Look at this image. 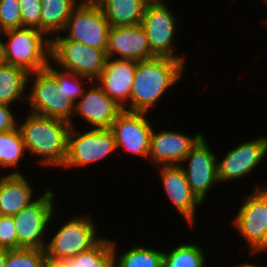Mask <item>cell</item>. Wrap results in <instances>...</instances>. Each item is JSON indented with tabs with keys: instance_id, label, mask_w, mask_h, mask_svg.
<instances>
[{
	"instance_id": "obj_33",
	"label": "cell",
	"mask_w": 267,
	"mask_h": 267,
	"mask_svg": "<svg viewBox=\"0 0 267 267\" xmlns=\"http://www.w3.org/2000/svg\"><path fill=\"white\" fill-rule=\"evenodd\" d=\"M14 112L12 106L0 103V132L13 130L18 126L17 113Z\"/></svg>"
},
{
	"instance_id": "obj_3",
	"label": "cell",
	"mask_w": 267,
	"mask_h": 267,
	"mask_svg": "<svg viewBox=\"0 0 267 267\" xmlns=\"http://www.w3.org/2000/svg\"><path fill=\"white\" fill-rule=\"evenodd\" d=\"M62 225L57 226L56 232L48 237L45 247L46 260L60 262L68 260L81 252L94 247L103 237L97 234L99 226L94 223L93 214H79L67 218ZM52 236V237H51Z\"/></svg>"
},
{
	"instance_id": "obj_40",
	"label": "cell",
	"mask_w": 267,
	"mask_h": 267,
	"mask_svg": "<svg viewBox=\"0 0 267 267\" xmlns=\"http://www.w3.org/2000/svg\"><path fill=\"white\" fill-rule=\"evenodd\" d=\"M262 2L267 5V0H262ZM265 25H267V19L265 20Z\"/></svg>"
},
{
	"instance_id": "obj_34",
	"label": "cell",
	"mask_w": 267,
	"mask_h": 267,
	"mask_svg": "<svg viewBox=\"0 0 267 267\" xmlns=\"http://www.w3.org/2000/svg\"><path fill=\"white\" fill-rule=\"evenodd\" d=\"M46 267H72V263L69 260H62L60 262L47 261Z\"/></svg>"
},
{
	"instance_id": "obj_31",
	"label": "cell",
	"mask_w": 267,
	"mask_h": 267,
	"mask_svg": "<svg viewBox=\"0 0 267 267\" xmlns=\"http://www.w3.org/2000/svg\"><path fill=\"white\" fill-rule=\"evenodd\" d=\"M21 27L37 28L41 31V0H19Z\"/></svg>"
},
{
	"instance_id": "obj_30",
	"label": "cell",
	"mask_w": 267,
	"mask_h": 267,
	"mask_svg": "<svg viewBox=\"0 0 267 267\" xmlns=\"http://www.w3.org/2000/svg\"><path fill=\"white\" fill-rule=\"evenodd\" d=\"M21 27L19 0H0V33Z\"/></svg>"
},
{
	"instance_id": "obj_19",
	"label": "cell",
	"mask_w": 267,
	"mask_h": 267,
	"mask_svg": "<svg viewBox=\"0 0 267 267\" xmlns=\"http://www.w3.org/2000/svg\"><path fill=\"white\" fill-rule=\"evenodd\" d=\"M135 70L136 61L107 58L101 75L95 81L112 100L129 110Z\"/></svg>"
},
{
	"instance_id": "obj_25",
	"label": "cell",
	"mask_w": 267,
	"mask_h": 267,
	"mask_svg": "<svg viewBox=\"0 0 267 267\" xmlns=\"http://www.w3.org/2000/svg\"><path fill=\"white\" fill-rule=\"evenodd\" d=\"M27 155L19 128L0 132V171L11 170L5 174H23L19 164ZM4 168V169H3Z\"/></svg>"
},
{
	"instance_id": "obj_11",
	"label": "cell",
	"mask_w": 267,
	"mask_h": 267,
	"mask_svg": "<svg viewBox=\"0 0 267 267\" xmlns=\"http://www.w3.org/2000/svg\"><path fill=\"white\" fill-rule=\"evenodd\" d=\"M109 22L97 3L81 2L71 13L61 35L106 52Z\"/></svg>"
},
{
	"instance_id": "obj_20",
	"label": "cell",
	"mask_w": 267,
	"mask_h": 267,
	"mask_svg": "<svg viewBox=\"0 0 267 267\" xmlns=\"http://www.w3.org/2000/svg\"><path fill=\"white\" fill-rule=\"evenodd\" d=\"M25 174H0V215L12 217L35 199V189ZM35 197V198H34Z\"/></svg>"
},
{
	"instance_id": "obj_1",
	"label": "cell",
	"mask_w": 267,
	"mask_h": 267,
	"mask_svg": "<svg viewBox=\"0 0 267 267\" xmlns=\"http://www.w3.org/2000/svg\"><path fill=\"white\" fill-rule=\"evenodd\" d=\"M18 120L27 155L44 167H63L67 155L68 134L71 125L60 119L39 116L26 111ZM38 157V159H36Z\"/></svg>"
},
{
	"instance_id": "obj_16",
	"label": "cell",
	"mask_w": 267,
	"mask_h": 267,
	"mask_svg": "<svg viewBox=\"0 0 267 267\" xmlns=\"http://www.w3.org/2000/svg\"><path fill=\"white\" fill-rule=\"evenodd\" d=\"M194 135L171 129L156 131L153 127L149 144V163L153 168L158 166L181 165L186 155L205 135L194 132Z\"/></svg>"
},
{
	"instance_id": "obj_38",
	"label": "cell",
	"mask_w": 267,
	"mask_h": 267,
	"mask_svg": "<svg viewBox=\"0 0 267 267\" xmlns=\"http://www.w3.org/2000/svg\"><path fill=\"white\" fill-rule=\"evenodd\" d=\"M254 262H249V261H244L243 262V264L242 263H238V264H236V265H234V266H231V267H261V265L260 266H258V265H256L255 263L253 264Z\"/></svg>"
},
{
	"instance_id": "obj_17",
	"label": "cell",
	"mask_w": 267,
	"mask_h": 267,
	"mask_svg": "<svg viewBox=\"0 0 267 267\" xmlns=\"http://www.w3.org/2000/svg\"><path fill=\"white\" fill-rule=\"evenodd\" d=\"M155 168L160 174L161 185L169 202L186 219L190 228H193L196 225L194 221L196 220L198 207L200 208L203 204L192 193L184 169L181 165L158 166Z\"/></svg>"
},
{
	"instance_id": "obj_14",
	"label": "cell",
	"mask_w": 267,
	"mask_h": 267,
	"mask_svg": "<svg viewBox=\"0 0 267 267\" xmlns=\"http://www.w3.org/2000/svg\"><path fill=\"white\" fill-rule=\"evenodd\" d=\"M146 112L123 109L114 120L111 130L117 151L135 154L149 161V144L152 125ZM121 149V150H120Z\"/></svg>"
},
{
	"instance_id": "obj_4",
	"label": "cell",
	"mask_w": 267,
	"mask_h": 267,
	"mask_svg": "<svg viewBox=\"0 0 267 267\" xmlns=\"http://www.w3.org/2000/svg\"><path fill=\"white\" fill-rule=\"evenodd\" d=\"M31 204L12 216L16 225L17 249H45L49 228L56 229V195L54 189H46ZM52 224V225H51Z\"/></svg>"
},
{
	"instance_id": "obj_6",
	"label": "cell",
	"mask_w": 267,
	"mask_h": 267,
	"mask_svg": "<svg viewBox=\"0 0 267 267\" xmlns=\"http://www.w3.org/2000/svg\"><path fill=\"white\" fill-rule=\"evenodd\" d=\"M106 52L73 40L61 34L50 40V62L62 70L73 72L95 81L106 63Z\"/></svg>"
},
{
	"instance_id": "obj_10",
	"label": "cell",
	"mask_w": 267,
	"mask_h": 267,
	"mask_svg": "<svg viewBox=\"0 0 267 267\" xmlns=\"http://www.w3.org/2000/svg\"><path fill=\"white\" fill-rule=\"evenodd\" d=\"M264 183L257 182L255 186L253 185V192L244 196L236 216L231 221L237 234L246 241L249 248L247 253L252 256L265 252V185L267 182Z\"/></svg>"
},
{
	"instance_id": "obj_24",
	"label": "cell",
	"mask_w": 267,
	"mask_h": 267,
	"mask_svg": "<svg viewBox=\"0 0 267 267\" xmlns=\"http://www.w3.org/2000/svg\"><path fill=\"white\" fill-rule=\"evenodd\" d=\"M117 247V248H116ZM118 243L112 239L114 267H163V249L134 243L129 249L118 253Z\"/></svg>"
},
{
	"instance_id": "obj_29",
	"label": "cell",
	"mask_w": 267,
	"mask_h": 267,
	"mask_svg": "<svg viewBox=\"0 0 267 267\" xmlns=\"http://www.w3.org/2000/svg\"><path fill=\"white\" fill-rule=\"evenodd\" d=\"M45 249H6L4 267H46Z\"/></svg>"
},
{
	"instance_id": "obj_13",
	"label": "cell",
	"mask_w": 267,
	"mask_h": 267,
	"mask_svg": "<svg viewBox=\"0 0 267 267\" xmlns=\"http://www.w3.org/2000/svg\"><path fill=\"white\" fill-rule=\"evenodd\" d=\"M217 158V174L220 184L234 182L254 173L267 157V136H260L240 143ZM234 180V181H233Z\"/></svg>"
},
{
	"instance_id": "obj_12",
	"label": "cell",
	"mask_w": 267,
	"mask_h": 267,
	"mask_svg": "<svg viewBox=\"0 0 267 267\" xmlns=\"http://www.w3.org/2000/svg\"><path fill=\"white\" fill-rule=\"evenodd\" d=\"M208 143L204 135L186 155L181 164L192 193L202 204H205L212 188L220 184L217 174L218 156L215 155Z\"/></svg>"
},
{
	"instance_id": "obj_27",
	"label": "cell",
	"mask_w": 267,
	"mask_h": 267,
	"mask_svg": "<svg viewBox=\"0 0 267 267\" xmlns=\"http://www.w3.org/2000/svg\"><path fill=\"white\" fill-rule=\"evenodd\" d=\"M68 260L72 267H114L112 239L103 236L94 247Z\"/></svg>"
},
{
	"instance_id": "obj_36",
	"label": "cell",
	"mask_w": 267,
	"mask_h": 267,
	"mask_svg": "<svg viewBox=\"0 0 267 267\" xmlns=\"http://www.w3.org/2000/svg\"><path fill=\"white\" fill-rule=\"evenodd\" d=\"M1 33H0V66L5 64V59H4V44H3V39H1Z\"/></svg>"
},
{
	"instance_id": "obj_15",
	"label": "cell",
	"mask_w": 267,
	"mask_h": 267,
	"mask_svg": "<svg viewBox=\"0 0 267 267\" xmlns=\"http://www.w3.org/2000/svg\"><path fill=\"white\" fill-rule=\"evenodd\" d=\"M122 110L123 108L112 100L96 81H91L83 95L75 102L73 118L69 124L75 127L78 122L75 123L74 117L78 115L88 124L87 129H111Z\"/></svg>"
},
{
	"instance_id": "obj_2",
	"label": "cell",
	"mask_w": 267,
	"mask_h": 267,
	"mask_svg": "<svg viewBox=\"0 0 267 267\" xmlns=\"http://www.w3.org/2000/svg\"><path fill=\"white\" fill-rule=\"evenodd\" d=\"M185 68L181 60L169 57L136 62L129 111L151 112L163 95L183 78Z\"/></svg>"
},
{
	"instance_id": "obj_28",
	"label": "cell",
	"mask_w": 267,
	"mask_h": 267,
	"mask_svg": "<svg viewBox=\"0 0 267 267\" xmlns=\"http://www.w3.org/2000/svg\"><path fill=\"white\" fill-rule=\"evenodd\" d=\"M46 70L57 80L64 95L74 103L83 95L86 85L91 82L89 78L57 68L51 62L48 63Z\"/></svg>"
},
{
	"instance_id": "obj_23",
	"label": "cell",
	"mask_w": 267,
	"mask_h": 267,
	"mask_svg": "<svg viewBox=\"0 0 267 267\" xmlns=\"http://www.w3.org/2000/svg\"><path fill=\"white\" fill-rule=\"evenodd\" d=\"M29 73L10 64L0 66V103L12 106L17 102L27 104ZM20 101V102H19Z\"/></svg>"
},
{
	"instance_id": "obj_21",
	"label": "cell",
	"mask_w": 267,
	"mask_h": 267,
	"mask_svg": "<svg viewBox=\"0 0 267 267\" xmlns=\"http://www.w3.org/2000/svg\"><path fill=\"white\" fill-rule=\"evenodd\" d=\"M150 0H98L110 27L141 24L145 8Z\"/></svg>"
},
{
	"instance_id": "obj_32",
	"label": "cell",
	"mask_w": 267,
	"mask_h": 267,
	"mask_svg": "<svg viewBox=\"0 0 267 267\" xmlns=\"http://www.w3.org/2000/svg\"><path fill=\"white\" fill-rule=\"evenodd\" d=\"M0 248L17 249L16 225L12 217L0 215Z\"/></svg>"
},
{
	"instance_id": "obj_8",
	"label": "cell",
	"mask_w": 267,
	"mask_h": 267,
	"mask_svg": "<svg viewBox=\"0 0 267 267\" xmlns=\"http://www.w3.org/2000/svg\"><path fill=\"white\" fill-rule=\"evenodd\" d=\"M28 90L29 113L68 123L72 120L75 103L64 95L57 80L46 69L29 73Z\"/></svg>"
},
{
	"instance_id": "obj_37",
	"label": "cell",
	"mask_w": 267,
	"mask_h": 267,
	"mask_svg": "<svg viewBox=\"0 0 267 267\" xmlns=\"http://www.w3.org/2000/svg\"><path fill=\"white\" fill-rule=\"evenodd\" d=\"M6 264V249L0 248V267H4Z\"/></svg>"
},
{
	"instance_id": "obj_22",
	"label": "cell",
	"mask_w": 267,
	"mask_h": 267,
	"mask_svg": "<svg viewBox=\"0 0 267 267\" xmlns=\"http://www.w3.org/2000/svg\"><path fill=\"white\" fill-rule=\"evenodd\" d=\"M79 0H41V32L51 40L64 30Z\"/></svg>"
},
{
	"instance_id": "obj_35",
	"label": "cell",
	"mask_w": 267,
	"mask_h": 267,
	"mask_svg": "<svg viewBox=\"0 0 267 267\" xmlns=\"http://www.w3.org/2000/svg\"><path fill=\"white\" fill-rule=\"evenodd\" d=\"M265 252H267V185H265Z\"/></svg>"
},
{
	"instance_id": "obj_39",
	"label": "cell",
	"mask_w": 267,
	"mask_h": 267,
	"mask_svg": "<svg viewBox=\"0 0 267 267\" xmlns=\"http://www.w3.org/2000/svg\"><path fill=\"white\" fill-rule=\"evenodd\" d=\"M80 2L96 3L98 0H79Z\"/></svg>"
},
{
	"instance_id": "obj_9",
	"label": "cell",
	"mask_w": 267,
	"mask_h": 267,
	"mask_svg": "<svg viewBox=\"0 0 267 267\" xmlns=\"http://www.w3.org/2000/svg\"><path fill=\"white\" fill-rule=\"evenodd\" d=\"M71 127L68 134L67 155L63 169L88 167L118 152L111 129L79 130Z\"/></svg>"
},
{
	"instance_id": "obj_26",
	"label": "cell",
	"mask_w": 267,
	"mask_h": 267,
	"mask_svg": "<svg viewBox=\"0 0 267 267\" xmlns=\"http://www.w3.org/2000/svg\"><path fill=\"white\" fill-rule=\"evenodd\" d=\"M176 247L163 251V267H205L206 255L198 243H180Z\"/></svg>"
},
{
	"instance_id": "obj_5",
	"label": "cell",
	"mask_w": 267,
	"mask_h": 267,
	"mask_svg": "<svg viewBox=\"0 0 267 267\" xmlns=\"http://www.w3.org/2000/svg\"><path fill=\"white\" fill-rule=\"evenodd\" d=\"M1 36L6 64L20 67L28 73L47 68L50 62V40L39 29L19 27L4 31Z\"/></svg>"
},
{
	"instance_id": "obj_7",
	"label": "cell",
	"mask_w": 267,
	"mask_h": 267,
	"mask_svg": "<svg viewBox=\"0 0 267 267\" xmlns=\"http://www.w3.org/2000/svg\"><path fill=\"white\" fill-rule=\"evenodd\" d=\"M178 18L166 0H154L147 4L141 26L146 32L151 51L157 57H169L185 64V55L175 53Z\"/></svg>"
},
{
	"instance_id": "obj_18",
	"label": "cell",
	"mask_w": 267,
	"mask_h": 267,
	"mask_svg": "<svg viewBox=\"0 0 267 267\" xmlns=\"http://www.w3.org/2000/svg\"><path fill=\"white\" fill-rule=\"evenodd\" d=\"M107 58L133 61L157 57L149 46L144 28L139 25L111 27L108 34Z\"/></svg>"
}]
</instances>
